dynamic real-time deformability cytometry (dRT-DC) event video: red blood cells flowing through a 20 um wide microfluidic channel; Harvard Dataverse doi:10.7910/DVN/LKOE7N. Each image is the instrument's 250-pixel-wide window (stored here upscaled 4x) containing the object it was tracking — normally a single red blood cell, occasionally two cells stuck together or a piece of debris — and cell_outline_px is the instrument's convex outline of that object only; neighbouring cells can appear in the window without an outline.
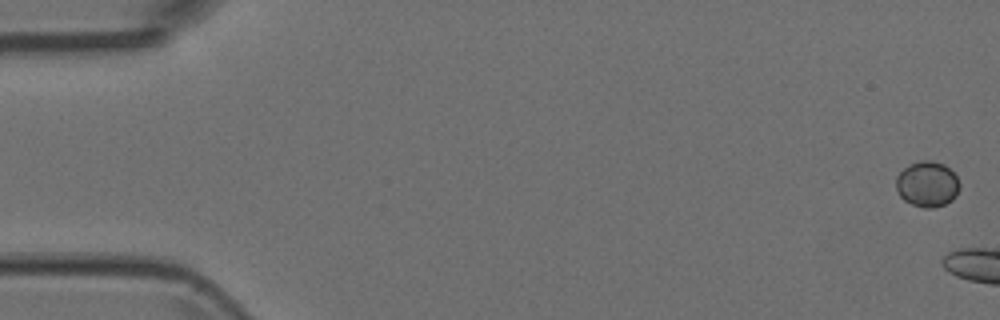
{"species": "Egyptian fruit bat (a non-hibernating species)", "species_latin": "Rousettus aegyptiacus", "temperature_condition": "room temperature", "stored_images_in_passage": 6, "camera_frame_rate_fps": 3000, "um_per_image_px": 0.085, "animal": {"sex": "female"}, "frame": {"image": 1, "passage_image": 1, "time_ms": 0.0, "image_size_px": [1000, 320], "cell_outline_px": [[960, 188], [956, 196], [952, 200], [944, 204], [932, 208], [924, 208], [912, 204], [904, 200], [900, 196], [896, 188], [896, 176], [908, 164], [920, 160], [932, 160], [944, 164], [956, 176], [960, 184]], "centroid_in_image_um": [78.81, 15.64], "position_along_channel_um": 6.2, "area_um2": 16.99}}